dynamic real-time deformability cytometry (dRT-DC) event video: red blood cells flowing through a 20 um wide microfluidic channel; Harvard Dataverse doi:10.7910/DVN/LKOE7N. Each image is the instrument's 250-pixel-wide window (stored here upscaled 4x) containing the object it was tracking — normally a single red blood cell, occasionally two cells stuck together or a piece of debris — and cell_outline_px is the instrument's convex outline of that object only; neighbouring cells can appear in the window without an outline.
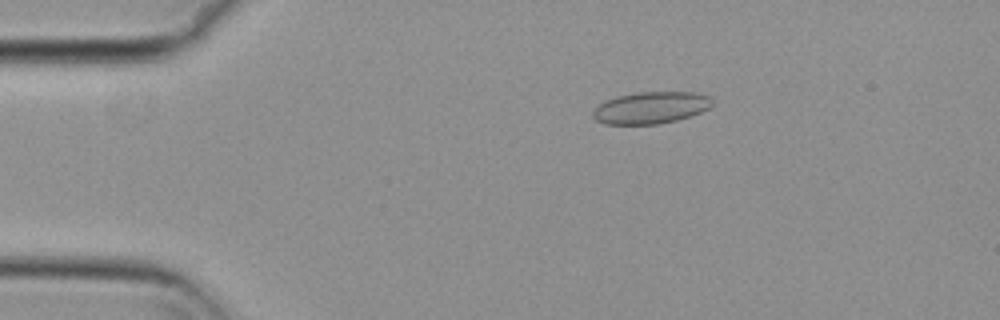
{"species": "common noctule bat (a hibernating species)", "species_latin": "Nyctalus noctula", "temperature_condition": "cold", "stored_images_in_passage": 55, "camera_frame_rate_fps": 3000, "um_per_image_px": 0.085, "animal": {"sex": "female", "body_mass_g": 29.2, "forearm_length_mm": 56.3}, "frame": {"image": 1, "passage_image": 10, "time_ms": 3.0, "image_size_px": [1000, 320], "cell_outline_px": [[716, 104], [700, 112], [676, 120], [656, 124], [604, 124], [596, 120], [592, 116], [592, 112], [604, 100], [616, 96], [636, 92], [700, 92], [708, 96]], "centroid_in_image_um": [55.32, 9.14], "position_along_channel_um": 29.7, "area_um2": 22.25}}
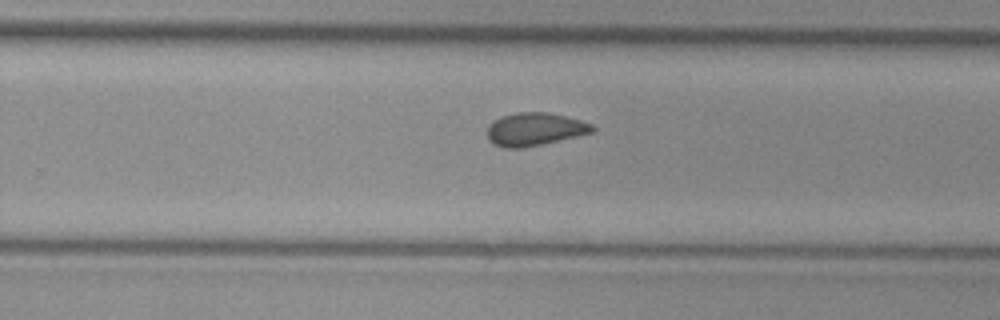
{"frame": {"image": 2, "passage_image": 35, "time_ms": 11.333, "image_size_px": [1000, 320], "cell_outline_px": [[596, 128], [592, 132], [576, 136], [524, 148], [504, 148], [492, 144], [488, 140], [488, 124], [500, 116], [516, 112], [548, 112], [580, 120], [592, 124]], "centroid_in_image_um": [45.4, 10.98], "position_along_channel_um": 284.4, "area_um2": 20.23}}
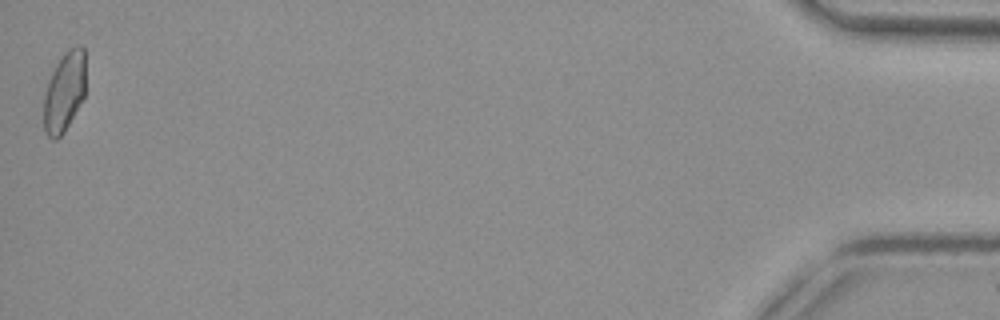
{"frame": {"image": 3, "passage_image": 55, "time_ms": 18.0, "image_size_px": [1000, 320], "cell_outline_px": [[84, 96], [64, 132], [56, 140], [52, 140], [48, 136], [44, 128], [44, 96], [48, 80], [56, 64], [68, 48], [80, 44], [84, 48]], "centroid_in_image_um": [5.46, 7.79], "position_along_channel_um": 429.7, "area_um2": 19.31}, "authors_computed_cell_mechanics": {"area_um2": 20.23, "velocity_mm_per_s": 3.7054, "shape_relaxation_time_tau1_ms": null, "shape_relaxation_time_tau2_ms": 2.0893, "deformation_change_tau1": null, "deformation_change_tau2": 0.0686}}